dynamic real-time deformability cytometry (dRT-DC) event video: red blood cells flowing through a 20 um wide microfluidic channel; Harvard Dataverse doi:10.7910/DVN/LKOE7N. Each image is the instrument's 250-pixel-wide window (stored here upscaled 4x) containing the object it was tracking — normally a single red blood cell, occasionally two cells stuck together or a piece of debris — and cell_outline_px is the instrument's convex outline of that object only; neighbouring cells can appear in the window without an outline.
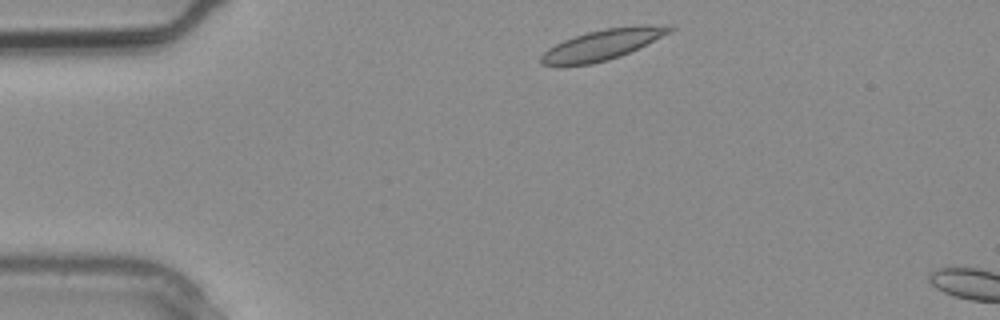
{"species": "common noctule bat (a hibernating species)", "species_latin": "Nyctalus noctula", "temperature_condition": "warm", "stored_images_in_passage": 3, "camera_frame_rate_fps": 3000, "um_per_image_px": 0.085, "animal": {"sex": "male", "body_mass_g": 20.4}, "frame": {"image": 1, "passage_image": 1, "time_ms": 0.0, "image_size_px": [1000, 320], "cell_outline_px": [[676, 28], [620, 56], [608, 60], [592, 64], [560, 68], [540, 64], [540, 56], [548, 48], [564, 40], [588, 32], [604, 28], [648, 24], [672, 24]], "centroid_in_image_um": [51.12, 3.82], "position_along_channel_um": 33.9, "area_um2": 23.0}}